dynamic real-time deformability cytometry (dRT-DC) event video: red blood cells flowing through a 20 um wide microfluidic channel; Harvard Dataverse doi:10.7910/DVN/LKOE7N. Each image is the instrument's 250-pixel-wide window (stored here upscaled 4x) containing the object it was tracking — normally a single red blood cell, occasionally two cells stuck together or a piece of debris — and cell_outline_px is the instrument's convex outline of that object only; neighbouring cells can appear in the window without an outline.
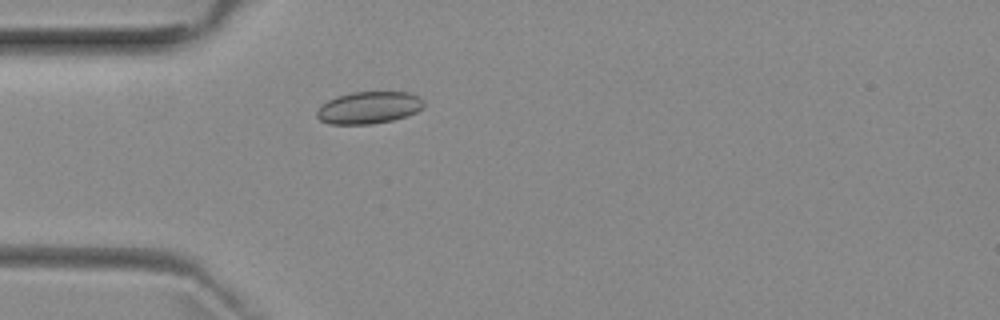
{"species": "common noctule bat (a hibernating species)", "species_latin": "Nyctalus noctula", "temperature_condition": "room temperature", "stored_images_in_passage": 3, "camera_frame_rate_fps": 3000, "um_per_image_px": 0.085, "animal": {"sex": "female", "body_mass_g": 29.2, "forearm_length_mm": 56.3}, "frame": {"image": 1, "passage_image": 3, "time_ms": 2.333, "image_size_px": [1000, 320], "cell_outline_px": [[424, 108], [416, 112], [392, 120], [372, 124], [328, 124], [320, 120], [316, 116], [316, 112], [320, 104], [336, 96], [352, 92], [408, 92], [424, 100]], "centroid_in_image_um": [31.31, 9.15], "position_along_channel_um": 53.7, "area_um2": 20.11}}